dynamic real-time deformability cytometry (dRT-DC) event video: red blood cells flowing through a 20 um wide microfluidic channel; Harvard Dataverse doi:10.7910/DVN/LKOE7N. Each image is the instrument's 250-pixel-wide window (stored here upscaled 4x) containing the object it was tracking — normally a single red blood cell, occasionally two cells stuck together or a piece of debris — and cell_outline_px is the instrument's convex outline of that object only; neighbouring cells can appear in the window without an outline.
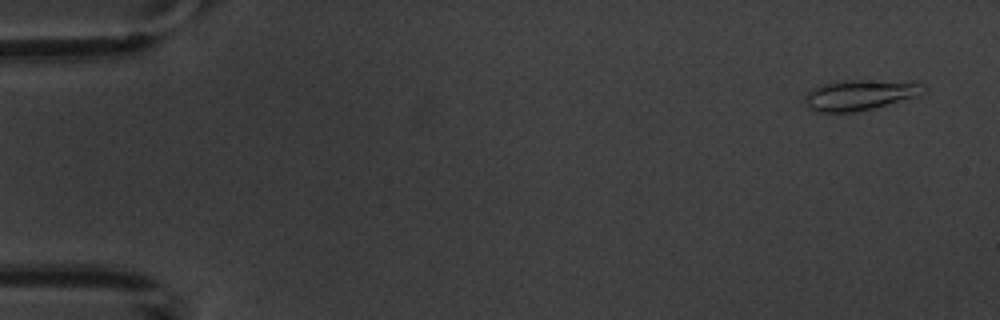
{"species": "common noctule bat (a hibernating species)", "species_latin": "Nyctalus noctula", "temperature_condition": "warm", "stored_images_in_passage": 5, "camera_frame_rate_fps": 3000, "um_per_image_px": 0.085, "animal": {"sex": "male", "body_mass_g": 20.1, "forearm_length_mm": 53.5}, "frame": {"image": 1, "passage_image": 1, "time_ms": 0.0, "image_size_px": [1000, 320], "cell_outline_px": [[928, 88], [916, 96], [872, 108], [852, 112], [816, 112], [808, 108], [804, 104], [804, 96], [808, 92], [824, 84], [844, 80], [856, 80], [920, 84]], "centroid_in_image_um": [72.97, 8.1], "position_along_channel_um": 12.0, "area_um2": 20.29}}
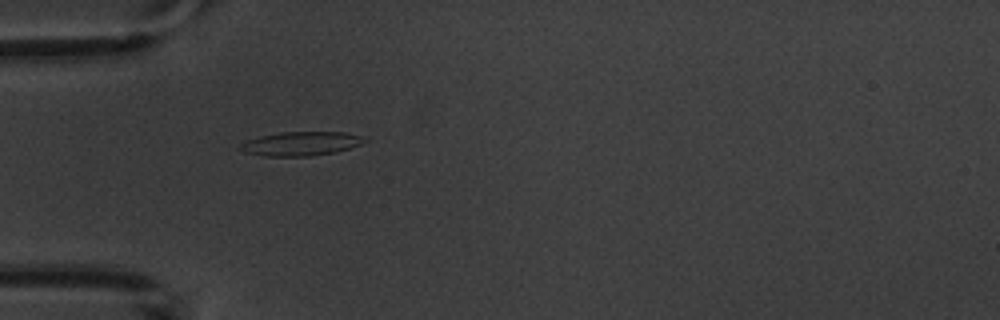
{"frame": {"image": 2, "passage_image": 5, "time_ms": 4.667, "image_size_px": [1000, 320], "cell_outline_px": [[368, 140], [360, 144], [336, 152], [308, 156], [264, 156], [244, 152], [240, 148], [240, 144], [248, 140], [260, 136], [280, 132], [344, 132], [360, 136]], "centroid_in_image_um": [25.56, 12.21], "position_along_channel_um": 59.4, "area_um2": 17.17}}